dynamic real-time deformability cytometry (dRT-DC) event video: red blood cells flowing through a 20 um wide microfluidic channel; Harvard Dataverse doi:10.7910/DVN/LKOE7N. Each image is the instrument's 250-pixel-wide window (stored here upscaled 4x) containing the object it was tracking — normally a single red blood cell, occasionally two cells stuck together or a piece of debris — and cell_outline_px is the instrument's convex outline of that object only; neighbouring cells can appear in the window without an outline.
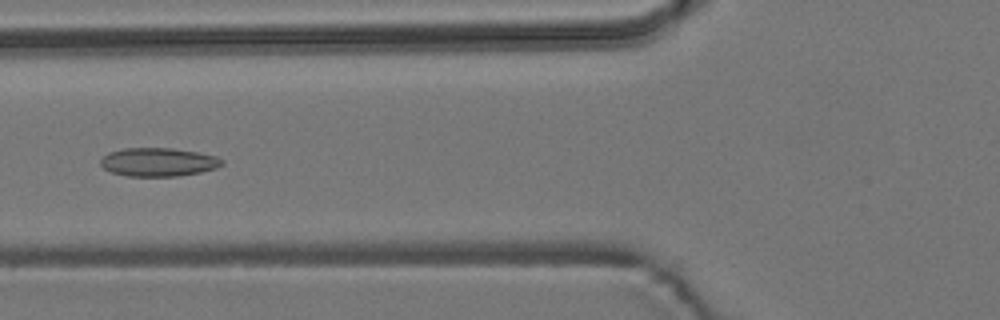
{"species": "common noctule bat (a hibernating species)", "species_latin": "Nyctalus noctula", "temperature_condition": "room temperature", "stored_images_in_passage": 55, "camera_frame_rate_fps": 3000, "um_per_image_px": 0.085, "animal": {"sex": "male", "body_mass_g": 19.2, "forearm_length_mm": 51.8}, "frame": {"image": 1, "passage_image": 21, "time_ms": 6.667, "image_size_px": [1000, 320], "cell_outline_px": [[224, 164], [216, 168], [200, 172], [176, 176], [128, 176], [112, 172], [104, 168], [100, 164], [100, 160], [108, 152], [124, 148], [172, 148], [196, 152], [216, 156], [224, 160]], "centroid_in_image_um": [13.46, 13.77], "position_along_channel_um": 112.3, "area_um2": 20.11}}
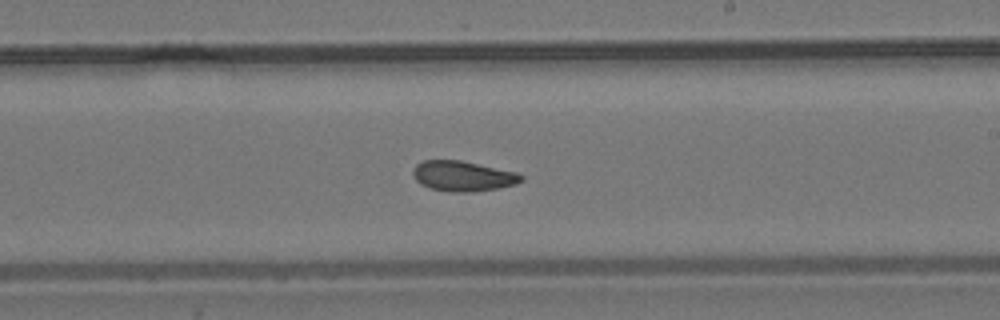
{"frame": {"image": 2, "passage_image": 32, "time_ms": 10.333, "image_size_px": [1000, 320], "cell_outline_px": [[524, 180], [516, 184], [496, 188], [472, 192], [452, 192], [432, 188], [420, 184], [416, 180], [412, 172], [416, 164], [424, 160], [460, 160], [520, 172], [524, 176]], "centroid_in_image_um": [39.39, 14.96], "position_along_channel_um": 249.6, "area_um2": 19.19}}
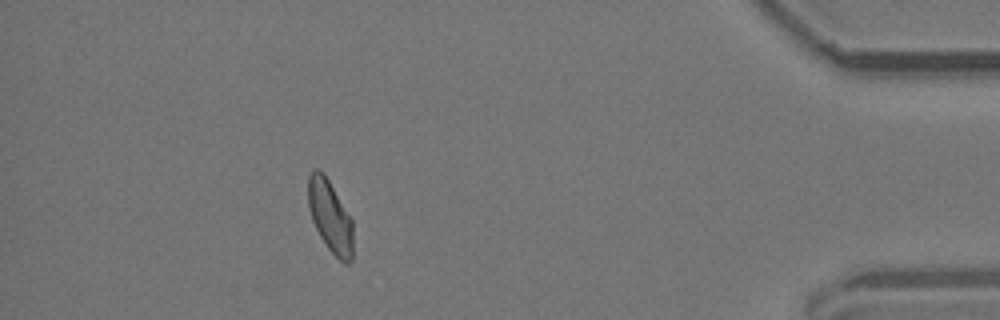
{"frame": {"image": 3, "passage_image": 49, "time_ms": 16.0, "image_size_px": [1000, 320], "cell_outline_px": [[352, 260], [348, 264], [344, 264], [328, 248], [320, 236], [312, 220], [308, 208], [308, 176], [312, 168], [320, 168], [324, 172], [352, 220]], "centroid_in_image_um": [28.04, 18.35], "position_along_channel_um": 407.2, "area_um2": 18.9}, "authors_computed_cell_mechanics": {"area_um2": 19.5364, "velocity_mm_per_s": 3.7493, "shape_relaxation_time_tau1_ms": null, "shape_relaxation_time_tau2_ms": 2.8572, "deformation_change_tau1": null, "deformation_change_tau2": 0.0699}}